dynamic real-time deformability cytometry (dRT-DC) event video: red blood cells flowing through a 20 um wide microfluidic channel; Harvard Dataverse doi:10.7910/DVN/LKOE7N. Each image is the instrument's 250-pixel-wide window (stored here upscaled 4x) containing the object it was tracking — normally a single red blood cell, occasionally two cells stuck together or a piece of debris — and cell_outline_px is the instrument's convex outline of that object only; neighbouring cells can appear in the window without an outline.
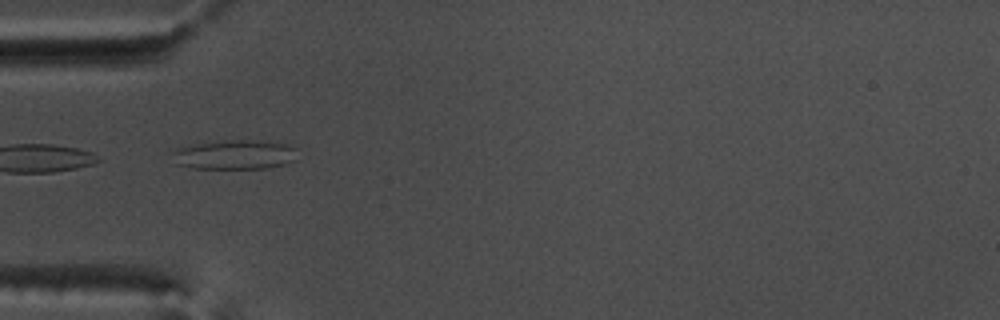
{"species": "common noctule bat (a hibernating species)", "species_latin": "Nyctalus noctula", "temperature_condition": "warm", "stored_images_in_passage": 35, "camera_frame_rate_fps": 3000, "um_per_image_px": 0.085, "animal": {"sex": "male", "body_mass_g": 17.5, "forearm_length_mm": 52.3}, "frame": {"image": 1, "passage_image": 1, "time_ms": 0.0, "image_size_px": [1000, 320], "cell_outline_px": [[296, 160], [284, 164], [264, 168], [192, 168], [176, 164], [168, 152], [176, 148], [196, 144], [232, 140], [244, 140], [284, 144], [296, 148]], "centroid_in_image_um": [19.87, 13.16], "position_along_channel_um": 65.1, "area_um2": 21.21}, "authors_computed_cell_mechanics": {"area_um2": 18.9584, "velocity_mm_per_s": 3.8072, "shape_relaxation_time_tau1_ms": null, "shape_relaxation_time_tau2_ms": 2.2525, "deformation_change_tau1": null, "deformation_change_tau2": 0.1025}}